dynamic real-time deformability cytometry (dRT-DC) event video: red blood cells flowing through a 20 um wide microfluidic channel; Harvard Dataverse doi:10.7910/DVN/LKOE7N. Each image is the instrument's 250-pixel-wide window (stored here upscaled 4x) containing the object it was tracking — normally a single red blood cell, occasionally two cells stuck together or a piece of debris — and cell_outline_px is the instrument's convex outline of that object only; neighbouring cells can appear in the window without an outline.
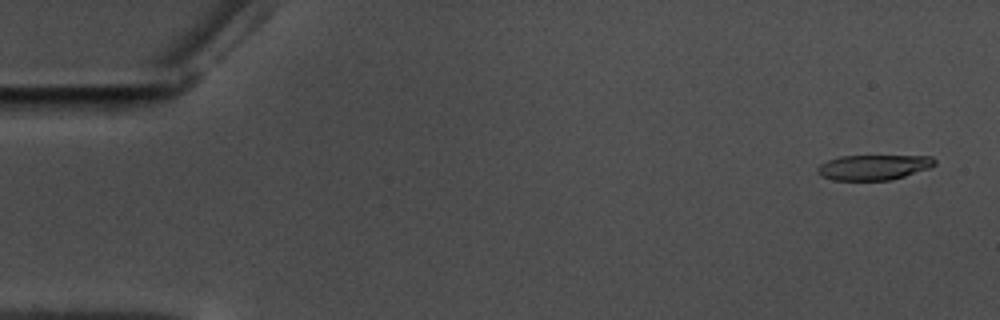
{"species": "common noctule bat (a hibernating species)", "species_latin": "Nyctalus noctula", "temperature_condition": "warm", "stored_images_in_passage": 53, "camera_frame_rate_fps": 3000, "um_per_image_px": 0.085, "animal": {"sex": "male", "body_mass_g": 17.5, "forearm_length_mm": 52.3}, "frame": {"image": 1, "passage_image": 3, "time_ms": 0.667, "image_size_px": [1000, 320], "cell_outline_px": [[936, 164], [928, 168], [892, 180], [832, 180], [820, 176], [816, 172], [816, 168], [820, 164], [828, 160], [840, 156], [932, 156], [936, 160]], "centroid_in_image_um": [74.22, 14.22], "position_along_channel_um": 10.8, "area_um2": 17.22}}
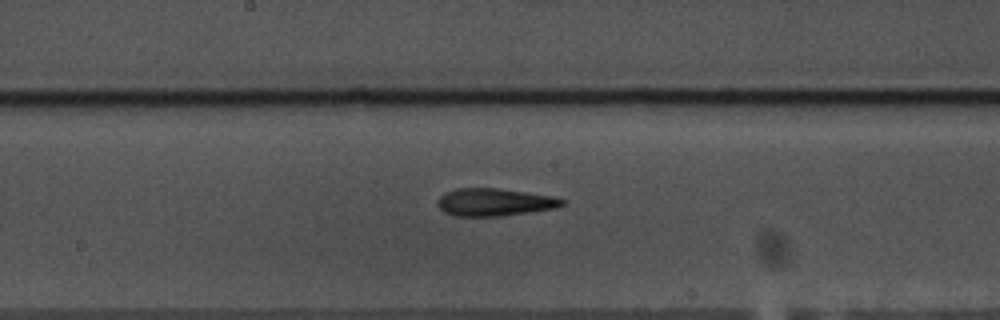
{"frame": {"image": 2, "passage_image": 31, "time_ms": 10.0, "image_size_px": [1000, 320], "cell_outline_px": [[568, 200], [564, 204], [556, 208], [500, 216], [452, 216], [444, 212], [436, 204], [440, 196], [444, 192], [456, 188], [496, 188], [556, 196]], "centroid_in_image_um": [42.04, 17.18], "position_along_channel_um": 206.2, "area_um2": 20.23}}
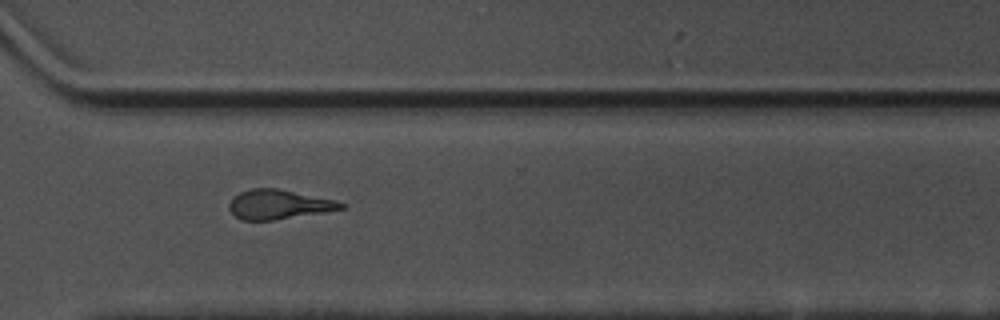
{"frame": {"image": 3, "passage_image": 43, "time_ms": 14.0, "image_size_px": [1000, 320], "cell_outline_px": [[344, 208], [324, 212], [272, 220], [240, 220], [228, 208], [228, 204], [240, 192], [252, 188], [276, 188], [336, 200], [344, 204]], "centroid_in_image_um": [23.67, 17.38], "position_along_channel_um": 346.9, "area_um2": 18.9}}